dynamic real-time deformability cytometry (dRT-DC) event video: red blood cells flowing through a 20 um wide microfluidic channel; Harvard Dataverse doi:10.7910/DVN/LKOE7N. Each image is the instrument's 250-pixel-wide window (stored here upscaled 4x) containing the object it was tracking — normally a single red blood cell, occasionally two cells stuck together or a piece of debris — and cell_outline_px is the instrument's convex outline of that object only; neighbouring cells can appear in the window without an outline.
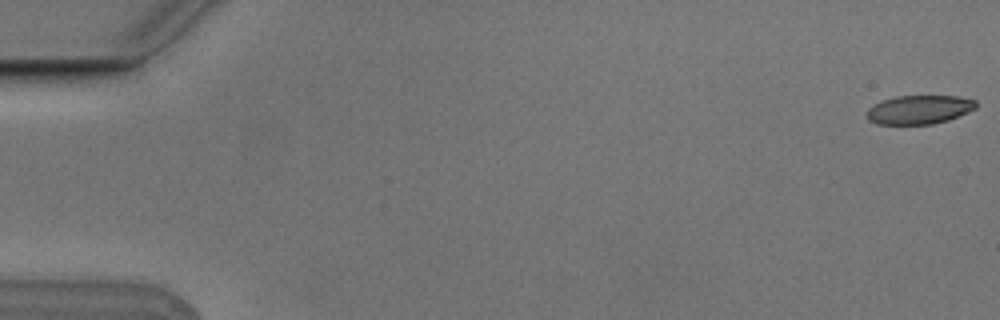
{"species": "Egyptian fruit bat (a non-hibernating species)", "species_latin": "Rousettus aegyptiacus", "temperature_condition": "cold", "stored_images_in_passage": 5, "camera_frame_rate_fps": 3000, "um_per_image_px": 0.085, "animal": {"sex": "male"}, "frame": {"image": 1, "passage_image": 1, "time_ms": 0.0, "image_size_px": [1000, 320], "cell_outline_px": [[976, 108], [948, 120], [932, 124], [876, 124], [868, 120], [868, 108], [872, 104], [896, 96], [956, 96], [976, 100]], "centroid_in_image_um": [78.11, 9.32], "position_along_channel_um": 6.9, "area_um2": 18.21}}
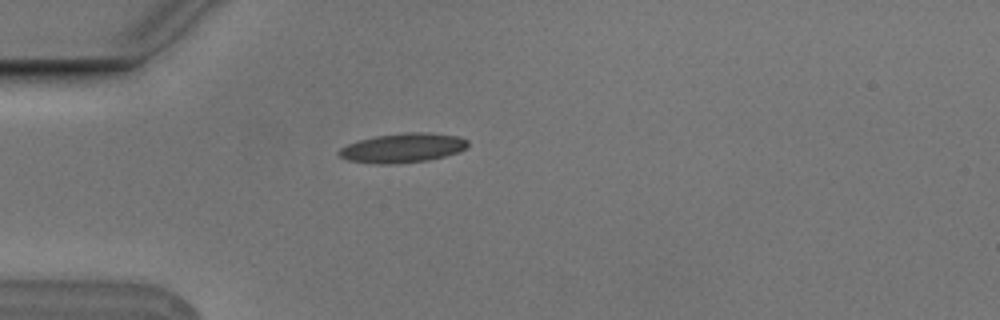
{"frame": {"image": 2, "passage_image": 5, "time_ms": 1.333, "image_size_px": [1000, 320], "cell_outline_px": [[468, 144], [464, 148], [456, 152], [444, 156], [428, 160], [392, 164], [376, 164], [348, 160], [340, 156], [336, 152], [340, 148], [348, 144], [360, 140], [376, 136], [404, 132], [424, 132], [460, 136], [468, 140]], "centroid_in_image_um": [34.21, 12.57], "position_along_channel_um": 50.8, "area_um2": 21.91}}